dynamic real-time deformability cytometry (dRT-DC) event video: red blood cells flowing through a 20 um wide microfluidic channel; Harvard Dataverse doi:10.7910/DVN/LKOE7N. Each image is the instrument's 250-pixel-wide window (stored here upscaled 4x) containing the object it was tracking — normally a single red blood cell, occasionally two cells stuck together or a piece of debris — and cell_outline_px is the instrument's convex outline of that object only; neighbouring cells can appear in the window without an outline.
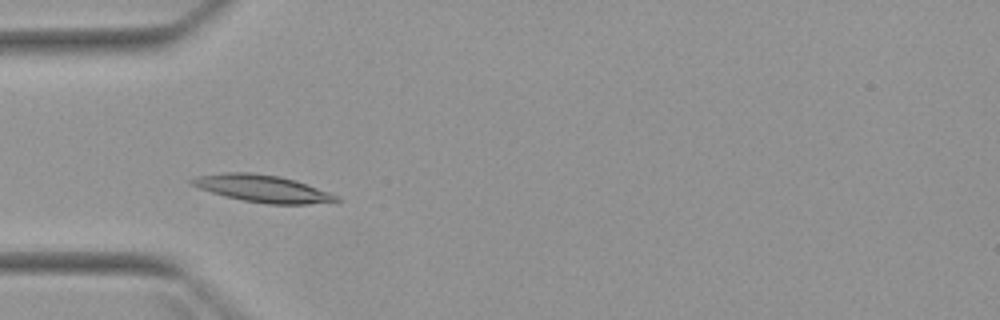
{"species": "Egyptian fruit bat (a non-hibernating species)", "species_latin": "Rousettus aegyptiacus", "temperature_condition": "warm", "stored_images_in_passage": 5, "camera_frame_rate_fps": 3000, "um_per_image_px": 0.085, "animal": {"sex": "female"}, "frame": {"image": 1, "passage_image": 4, "time_ms": 3.667, "image_size_px": [1000, 320], "cell_outline_px": [[340, 200], [336, 204], [268, 204], [244, 200], [224, 196], [200, 188], [192, 184], [188, 180], [196, 176], [228, 172], [248, 172], [280, 176], [296, 180], [340, 196]], "centroid_in_image_um": [22.42, 16.04], "position_along_channel_um": 62.6, "area_um2": 23.06}}
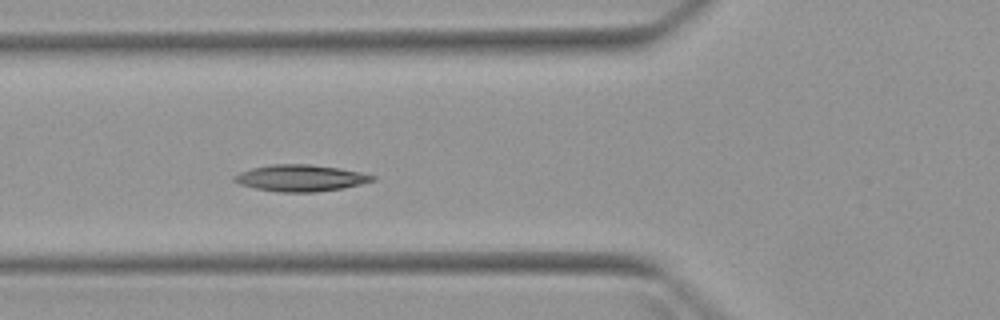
{"frame": {"image": 2, "passage_image": 5, "time_ms": 4.667, "image_size_px": [1000, 320], "cell_outline_px": [[376, 180], [344, 188], [316, 192], [280, 192], [256, 188], [240, 184], [232, 180], [232, 176], [240, 172], [252, 168], [272, 164], [312, 164], [340, 168], [360, 172], [376, 176]], "centroid_in_image_um": [25.56, 15.13], "position_along_channel_um": 100.2, "area_um2": 21.44}}